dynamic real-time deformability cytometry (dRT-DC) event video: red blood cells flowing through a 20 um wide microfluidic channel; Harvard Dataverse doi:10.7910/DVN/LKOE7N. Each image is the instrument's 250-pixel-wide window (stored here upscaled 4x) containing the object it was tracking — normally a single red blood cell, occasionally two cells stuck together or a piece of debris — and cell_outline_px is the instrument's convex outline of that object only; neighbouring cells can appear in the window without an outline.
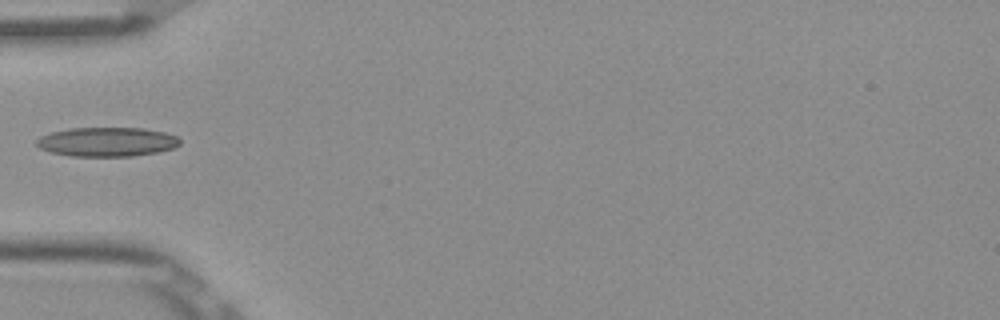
{"species": "Egyptian fruit bat (a non-hibernating species)", "species_latin": "Rousettus aegyptiacus", "temperature_condition": "room temperature", "stored_images_in_passage": 35, "camera_frame_rate_fps": 3000, "um_per_image_px": 0.085, "frame": {"image": 1, "passage_image": 1, "time_ms": 0.0, "image_size_px": [1000, 320], "cell_outline_px": [[180, 144], [172, 148], [160, 152], [132, 156], [72, 156], [52, 152], [40, 148], [36, 144], [36, 140], [40, 136], [52, 132], [68, 128], [144, 128], [164, 132], [176, 136], [180, 140]], "centroid_in_image_um": [9.1, 12.05], "position_along_channel_um": 75.9, "area_um2": 24.39}}
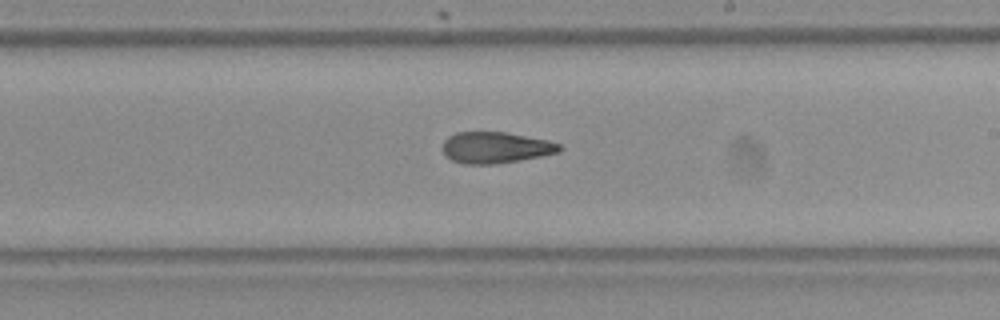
{"frame": {"image": 2, "passage_image": 14, "time_ms": 4.333, "image_size_px": [1000, 320], "cell_outline_px": [[564, 148], [560, 152], [520, 160], [496, 164], [464, 164], [452, 160], [440, 148], [444, 140], [448, 136], [456, 132], [504, 132], [548, 140], [560, 144]], "centroid_in_image_um": [42.12, 12.54], "position_along_channel_um": 246.9, "area_um2": 21.39}}
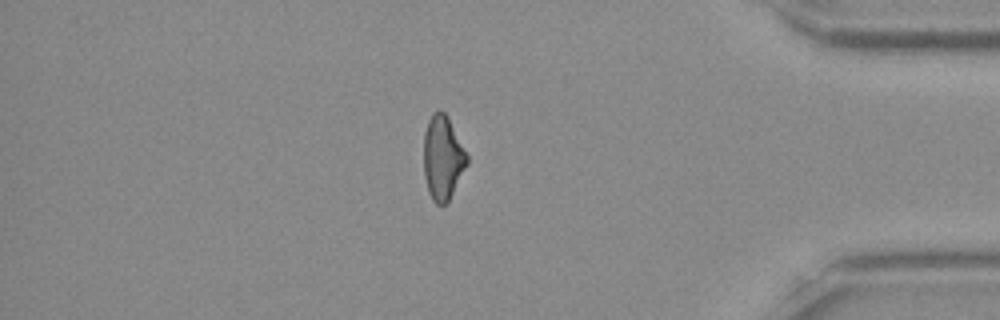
{"frame": {"image": 3, "passage_image": 28, "time_ms": 9.0, "image_size_px": [1000, 320], "cell_outline_px": [[468, 164], [448, 200], [444, 204], [436, 204], [432, 200], [428, 192], [424, 176], [424, 132], [428, 120], [432, 112], [440, 108], [444, 112], [468, 156]], "centroid_in_image_um": [37.61, 13.4], "position_along_channel_um": 397.6, "area_um2": 20.98}}